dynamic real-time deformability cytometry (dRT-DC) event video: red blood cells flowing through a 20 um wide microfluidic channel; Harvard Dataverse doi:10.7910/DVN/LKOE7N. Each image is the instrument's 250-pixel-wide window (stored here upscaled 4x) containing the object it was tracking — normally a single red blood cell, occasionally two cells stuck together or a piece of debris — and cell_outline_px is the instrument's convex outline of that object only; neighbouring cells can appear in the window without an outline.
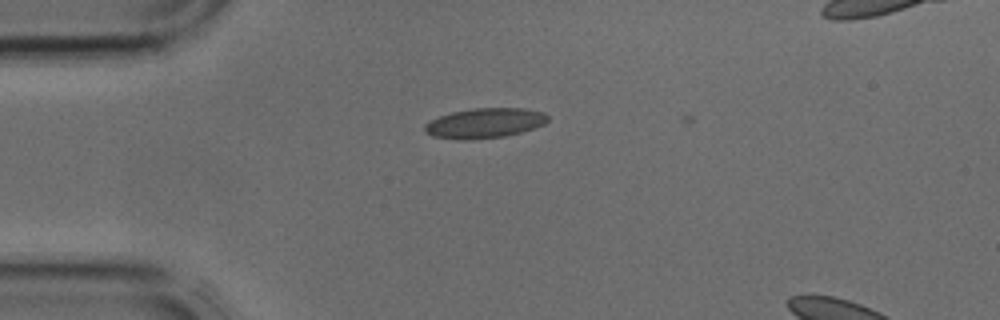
{"species": "common noctule bat (a hibernating species)", "species_latin": "Nyctalus noctula", "temperature_condition": "cold", "stored_images_in_passage": 12, "camera_frame_rate_fps": 3000, "um_per_image_px": 0.085, "animal": {"sex": "male", "body_mass_g": 17.9, "forearm_length_mm": 54.2}, "frame": {"image": 1, "passage_image": 4, "time_ms": 1.0, "image_size_px": [1000, 320], "cell_outline_px": [[548, 120], [544, 124], [520, 132], [504, 136], [472, 140], [460, 140], [432, 136], [424, 132], [424, 124], [440, 116], [452, 112], [472, 108], [524, 108], [544, 112], [548, 116]], "centroid_in_image_um": [41.18, 10.46], "position_along_channel_um": 43.8, "area_um2": 21.5}}